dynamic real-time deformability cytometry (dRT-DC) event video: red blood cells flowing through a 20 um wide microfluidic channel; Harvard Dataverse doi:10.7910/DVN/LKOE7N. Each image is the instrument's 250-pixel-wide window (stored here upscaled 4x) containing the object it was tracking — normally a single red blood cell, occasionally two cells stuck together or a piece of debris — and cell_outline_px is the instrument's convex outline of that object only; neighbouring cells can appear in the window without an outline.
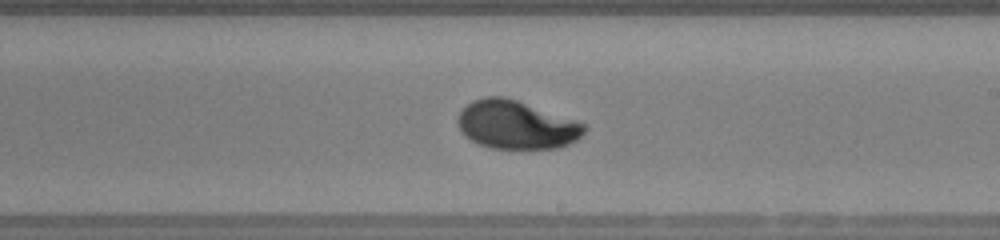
{"species": "human", "species_latin": "Homo sapiens", "temperature_condition": "warm", "stored_images_in_passage": 48, "camera_frame_rate_fps": 3000, "um_per_image_px": 0.085, "donor": {"sex": "female"}, "frame": {"image": 1, "passage_image": 27, "time_ms": 8.667, "image_size_px": [1000, 240], "cell_outline_px": [[588, 128], [576, 140], [568, 144], [556, 148], [492, 148], [480, 144], [464, 136], [456, 120], [460, 112], [472, 100], [488, 96], [500, 96], [516, 100], [576, 120], [584, 124]], "centroid_in_image_um": [43.88, 10.61], "position_along_channel_um": 245.1, "area_um2": 35.26}}
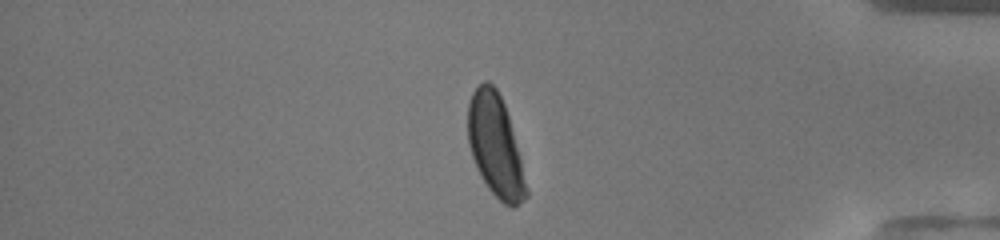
{"frame": {"image": 2, "passage_image": 40, "time_ms": 13.0, "image_size_px": [1000, 240], "cell_outline_px": [[528, 196], [524, 200], [512, 208], [504, 204], [488, 188], [480, 176], [476, 168], [468, 144], [468, 104], [472, 92], [484, 80], [488, 80], [496, 88], [504, 104], [508, 116], [528, 188]], "centroid_in_image_um": [42.09, 12.4], "position_along_channel_um": 393.1, "area_um2": 34.33}}
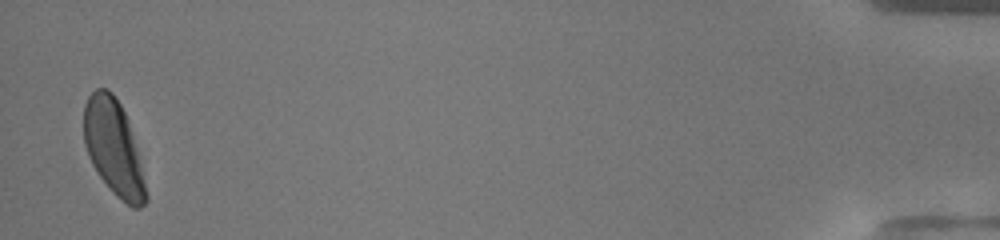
{"frame": {"image": 3, "passage_image": 47, "time_ms": 15.333, "image_size_px": [1000, 240], "cell_outline_px": [[148, 200], [140, 208], [132, 208], [120, 200], [112, 192], [100, 176], [92, 164], [88, 156], [84, 144], [84, 104], [88, 96], [96, 88], [104, 88], [112, 92], [120, 104], [128, 120], [140, 164], [148, 196]], "centroid_in_image_um": [9.64, 12.57], "position_along_channel_um": 425.6, "area_um2": 34.22}, "authors_computed_cell_mechanics": {"area_um2": 34.68, "velocity_mm_per_s": 4.178, "shape_relaxation_time_tau1_ms": 3.366, "shape_relaxation_time_tau2_ms": null, "deformation_change_tau1": 0.1727, "deformation_change_tau2": null}}